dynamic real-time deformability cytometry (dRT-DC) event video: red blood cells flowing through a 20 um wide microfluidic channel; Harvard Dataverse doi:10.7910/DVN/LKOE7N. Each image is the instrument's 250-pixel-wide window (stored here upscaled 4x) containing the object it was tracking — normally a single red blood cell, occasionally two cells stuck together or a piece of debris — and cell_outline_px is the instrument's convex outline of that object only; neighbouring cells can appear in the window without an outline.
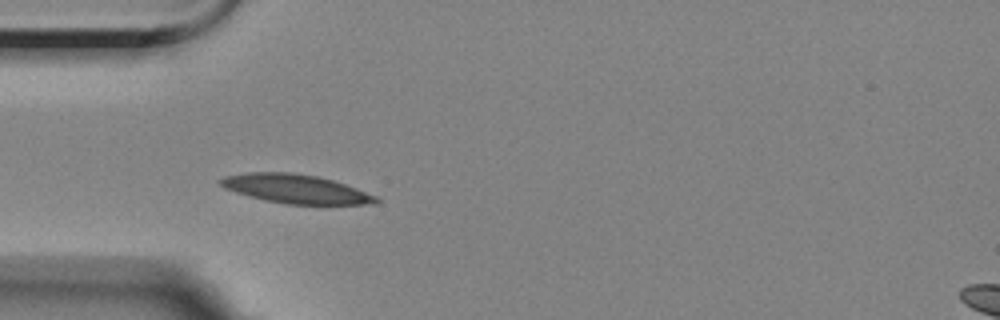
{"species": "Egyptian fruit bat (a non-hibernating species)", "species_latin": "Rousettus aegyptiacus", "temperature_condition": "room temperature", "stored_images_in_passage": 5, "camera_frame_rate_fps": 3000, "um_per_image_px": 0.085, "animal": {"sex": "female"}, "frame": {"image": 1, "passage_image": 4, "time_ms": 3.333, "image_size_px": [1000, 320], "cell_outline_px": [[380, 200], [376, 204], [288, 204], [264, 200], [248, 196], [224, 188], [216, 180], [224, 176], [248, 172], [292, 172], [316, 176], [332, 180], [356, 188], [376, 196]], "centroid_in_image_um": [25.09, 16.05], "position_along_channel_um": 59.9, "area_um2": 26.13}}
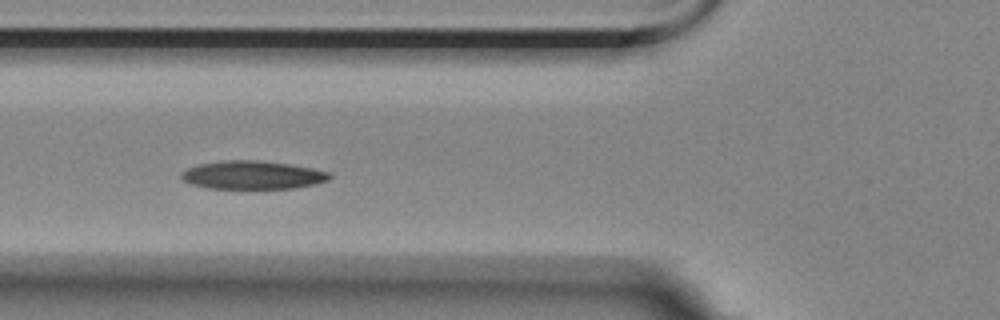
{"frame": {"image": 2, "passage_image": 5, "time_ms": 4.667, "image_size_px": [1000, 320], "cell_outline_px": [[332, 176], [328, 180], [316, 184], [292, 188], [208, 188], [188, 184], [180, 176], [180, 172], [188, 168], [200, 164], [224, 160], [260, 160], [292, 164], [332, 172]], "centroid_in_image_um": [21.48, 14.87], "position_along_channel_um": 104.3, "area_um2": 24.62}}